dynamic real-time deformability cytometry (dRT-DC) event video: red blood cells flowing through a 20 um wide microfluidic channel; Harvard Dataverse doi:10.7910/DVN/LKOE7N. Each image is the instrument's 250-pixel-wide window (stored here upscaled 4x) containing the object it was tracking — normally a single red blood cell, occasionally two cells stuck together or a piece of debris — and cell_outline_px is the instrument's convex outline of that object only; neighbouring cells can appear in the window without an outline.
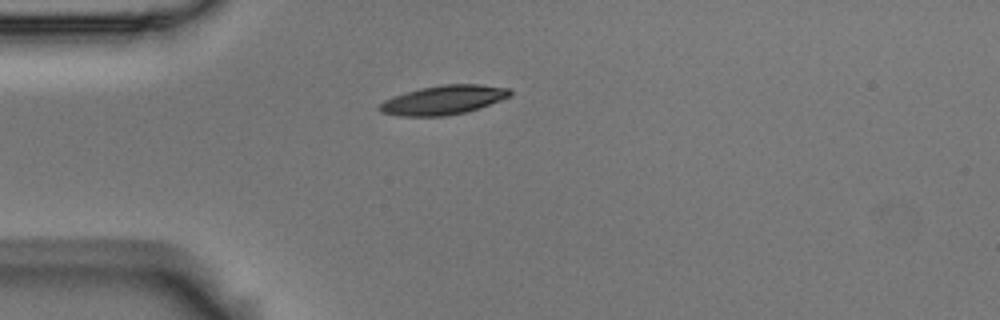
{"species": "Egyptian fruit bat (a non-hibernating species)", "species_latin": "Rousettus aegyptiacus", "temperature_condition": "room temperature", "stored_images_in_passage": 4, "camera_frame_rate_fps": 3000, "um_per_image_px": 0.085, "animal": {"sex": "male"}, "frame": {"image": 1, "passage_image": 1, "time_ms": 0.0, "image_size_px": [1000, 320], "cell_outline_px": [[512, 96], [480, 108], [468, 112], [444, 116], [400, 116], [380, 112], [376, 108], [384, 100], [420, 88], [444, 84], [480, 84], [508, 88], [512, 92]], "centroid_in_image_um": [37.72, 8.5], "position_along_channel_um": 47.3, "area_um2": 22.2}}
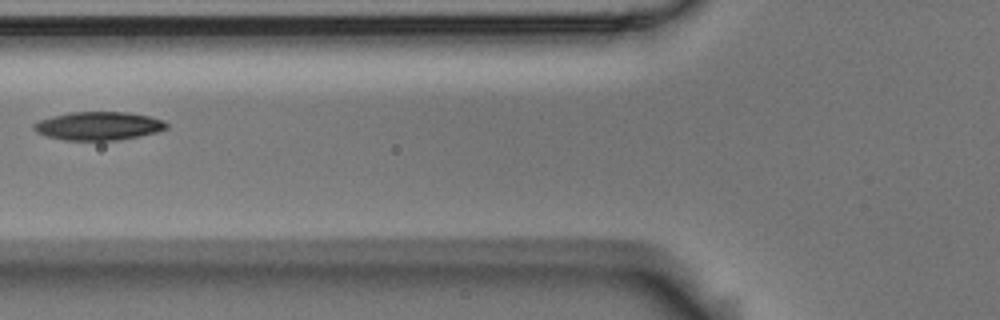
{"frame": {"image": 2, "passage_image": 3, "time_ms": 0.667, "image_size_px": [1000, 320], "cell_outline_px": [[168, 128], [156, 132], [140, 136], [116, 140], [64, 140], [48, 136], [36, 132], [32, 128], [32, 124], [40, 120], [52, 116], [72, 112], [128, 112], [148, 116], [164, 120], [168, 124]], "centroid_in_image_um": [8.38, 10.7], "position_along_channel_um": 117.4, "area_um2": 21.91}}
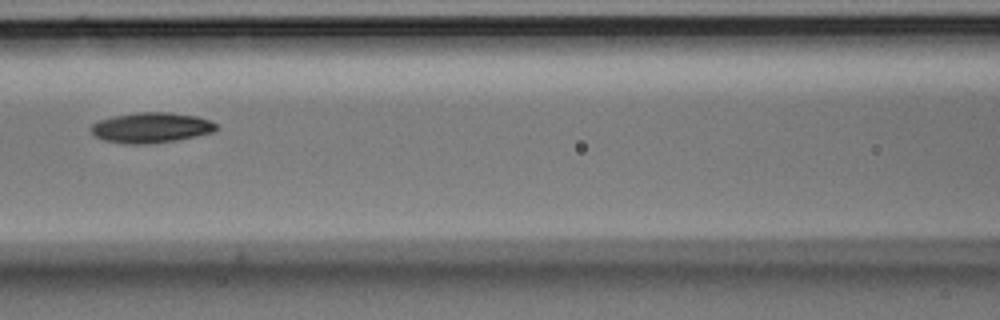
{"frame": {"image": 3, "passage_image": 4, "time_ms": 1.0, "image_size_px": [1000, 320], "cell_outline_px": [[220, 128], [212, 132], [196, 136], [176, 140], [148, 144], [124, 144], [104, 140], [96, 136], [88, 128], [92, 124], [100, 120], [112, 116], [136, 112], [168, 112], [196, 116], [208, 120], [216, 124]], "centroid_in_image_um": [12.82, 10.85], "position_along_channel_um": 153.8, "area_um2": 22.2}}